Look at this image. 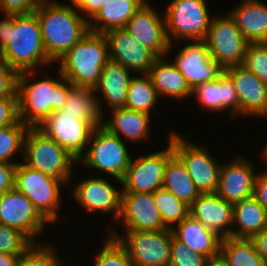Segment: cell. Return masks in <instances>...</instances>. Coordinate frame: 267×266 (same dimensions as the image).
Listing matches in <instances>:
<instances>
[{"label":"cell","instance_id":"1","mask_svg":"<svg viewBox=\"0 0 267 266\" xmlns=\"http://www.w3.org/2000/svg\"><path fill=\"white\" fill-rule=\"evenodd\" d=\"M0 20V55L18 73L53 64L47 57L35 12L4 14Z\"/></svg>","mask_w":267,"mask_h":266},{"label":"cell","instance_id":"2","mask_svg":"<svg viewBox=\"0 0 267 266\" xmlns=\"http://www.w3.org/2000/svg\"><path fill=\"white\" fill-rule=\"evenodd\" d=\"M42 41L51 62L57 63L89 33V21L76 8L53 0H43L34 11Z\"/></svg>","mask_w":267,"mask_h":266},{"label":"cell","instance_id":"3","mask_svg":"<svg viewBox=\"0 0 267 266\" xmlns=\"http://www.w3.org/2000/svg\"><path fill=\"white\" fill-rule=\"evenodd\" d=\"M58 80L47 77L30 83L35 70L18 73L17 95L19 120L29 127H40L53 112L64 107L70 88L73 86L58 70Z\"/></svg>","mask_w":267,"mask_h":266},{"label":"cell","instance_id":"4","mask_svg":"<svg viewBox=\"0 0 267 266\" xmlns=\"http://www.w3.org/2000/svg\"><path fill=\"white\" fill-rule=\"evenodd\" d=\"M108 61L106 36L89 31L58 61V68L73 86L95 88Z\"/></svg>","mask_w":267,"mask_h":266},{"label":"cell","instance_id":"5","mask_svg":"<svg viewBox=\"0 0 267 266\" xmlns=\"http://www.w3.org/2000/svg\"><path fill=\"white\" fill-rule=\"evenodd\" d=\"M22 156L25 160L23 163L28 167L60 179L66 185L70 183L73 176V165H78L76 158L39 127H29Z\"/></svg>","mask_w":267,"mask_h":266},{"label":"cell","instance_id":"6","mask_svg":"<svg viewBox=\"0 0 267 266\" xmlns=\"http://www.w3.org/2000/svg\"><path fill=\"white\" fill-rule=\"evenodd\" d=\"M123 140L108 132L103 126L96 127L91 134L87 149L78 159V163L109 174L122 184V179L131 161L128 148Z\"/></svg>","mask_w":267,"mask_h":266},{"label":"cell","instance_id":"7","mask_svg":"<svg viewBox=\"0 0 267 266\" xmlns=\"http://www.w3.org/2000/svg\"><path fill=\"white\" fill-rule=\"evenodd\" d=\"M65 185L60 179L34 170L22 161L16 165L14 188L23 193L34 205L39 214L49 223L56 222L60 210V187Z\"/></svg>","mask_w":267,"mask_h":266},{"label":"cell","instance_id":"8","mask_svg":"<svg viewBox=\"0 0 267 266\" xmlns=\"http://www.w3.org/2000/svg\"><path fill=\"white\" fill-rule=\"evenodd\" d=\"M207 0H172L164 12L170 44L205 39L211 22ZM173 40V41H172Z\"/></svg>","mask_w":267,"mask_h":266},{"label":"cell","instance_id":"9","mask_svg":"<svg viewBox=\"0 0 267 266\" xmlns=\"http://www.w3.org/2000/svg\"><path fill=\"white\" fill-rule=\"evenodd\" d=\"M174 154L185 165L187 172L201 194L216 193L221 164L208 150L186 140L179 132L171 131L168 137Z\"/></svg>","mask_w":267,"mask_h":266},{"label":"cell","instance_id":"10","mask_svg":"<svg viewBox=\"0 0 267 266\" xmlns=\"http://www.w3.org/2000/svg\"><path fill=\"white\" fill-rule=\"evenodd\" d=\"M112 231L110 236L125 248L133 266H169L172 229L124 232L123 236Z\"/></svg>","mask_w":267,"mask_h":266},{"label":"cell","instance_id":"11","mask_svg":"<svg viewBox=\"0 0 267 266\" xmlns=\"http://www.w3.org/2000/svg\"><path fill=\"white\" fill-rule=\"evenodd\" d=\"M205 40L210 56L223 69L243 64L249 42L229 13L212 16Z\"/></svg>","mask_w":267,"mask_h":266},{"label":"cell","instance_id":"12","mask_svg":"<svg viewBox=\"0 0 267 266\" xmlns=\"http://www.w3.org/2000/svg\"><path fill=\"white\" fill-rule=\"evenodd\" d=\"M167 143L164 150L131 159L122 179V192L153 193L162 188L166 163L174 155L171 142Z\"/></svg>","mask_w":267,"mask_h":266},{"label":"cell","instance_id":"13","mask_svg":"<svg viewBox=\"0 0 267 266\" xmlns=\"http://www.w3.org/2000/svg\"><path fill=\"white\" fill-rule=\"evenodd\" d=\"M47 221L35 209L32 202L15 188L0 194V224L15 228L34 244L43 234Z\"/></svg>","mask_w":267,"mask_h":266},{"label":"cell","instance_id":"14","mask_svg":"<svg viewBox=\"0 0 267 266\" xmlns=\"http://www.w3.org/2000/svg\"><path fill=\"white\" fill-rule=\"evenodd\" d=\"M189 42L177 51L172 62L193 90L200 84L217 79L224 69L210 56L205 39L189 40Z\"/></svg>","mask_w":267,"mask_h":266},{"label":"cell","instance_id":"15","mask_svg":"<svg viewBox=\"0 0 267 266\" xmlns=\"http://www.w3.org/2000/svg\"><path fill=\"white\" fill-rule=\"evenodd\" d=\"M124 28L158 57L170 54L173 43L170 44L167 38L164 13L159 15L149 1L144 3Z\"/></svg>","mask_w":267,"mask_h":266},{"label":"cell","instance_id":"16","mask_svg":"<svg viewBox=\"0 0 267 266\" xmlns=\"http://www.w3.org/2000/svg\"><path fill=\"white\" fill-rule=\"evenodd\" d=\"M71 191H73L72 197L87 213L99 211L108 215L111 212L113 219L118 221L121 213L122 189L118 190L114 185L112 186L108 179L102 176L84 178L77 181Z\"/></svg>","mask_w":267,"mask_h":266},{"label":"cell","instance_id":"17","mask_svg":"<svg viewBox=\"0 0 267 266\" xmlns=\"http://www.w3.org/2000/svg\"><path fill=\"white\" fill-rule=\"evenodd\" d=\"M118 221L125 232L168 229L154 202L153 193L122 192Z\"/></svg>","mask_w":267,"mask_h":266},{"label":"cell","instance_id":"18","mask_svg":"<svg viewBox=\"0 0 267 266\" xmlns=\"http://www.w3.org/2000/svg\"><path fill=\"white\" fill-rule=\"evenodd\" d=\"M39 128L78 160L96 127L91 122L53 112Z\"/></svg>","mask_w":267,"mask_h":266},{"label":"cell","instance_id":"19","mask_svg":"<svg viewBox=\"0 0 267 266\" xmlns=\"http://www.w3.org/2000/svg\"><path fill=\"white\" fill-rule=\"evenodd\" d=\"M108 42L109 60L120 63L133 73H149L158 56L137 42L125 28L104 33ZM134 71V72H133Z\"/></svg>","mask_w":267,"mask_h":266},{"label":"cell","instance_id":"20","mask_svg":"<svg viewBox=\"0 0 267 266\" xmlns=\"http://www.w3.org/2000/svg\"><path fill=\"white\" fill-rule=\"evenodd\" d=\"M224 72L234 83L239 99V117L253 115L267 119V84L242 64L228 67Z\"/></svg>","mask_w":267,"mask_h":266},{"label":"cell","instance_id":"21","mask_svg":"<svg viewBox=\"0 0 267 266\" xmlns=\"http://www.w3.org/2000/svg\"><path fill=\"white\" fill-rule=\"evenodd\" d=\"M243 157L237 156L220 168L216 194L231 204L254 195L257 173L253 163Z\"/></svg>","mask_w":267,"mask_h":266},{"label":"cell","instance_id":"22","mask_svg":"<svg viewBox=\"0 0 267 266\" xmlns=\"http://www.w3.org/2000/svg\"><path fill=\"white\" fill-rule=\"evenodd\" d=\"M190 215L221 237H232L233 204L216 193L200 194L190 206Z\"/></svg>","mask_w":267,"mask_h":266},{"label":"cell","instance_id":"23","mask_svg":"<svg viewBox=\"0 0 267 266\" xmlns=\"http://www.w3.org/2000/svg\"><path fill=\"white\" fill-rule=\"evenodd\" d=\"M192 95L198 104L218 113L224 110L231 112L230 116L235 119L239 116V99L232 79L223 72L217 79L196 86Z\"/></svg>","mask_w":267,"mask_h":266},{"label":"cell","instance_id":"24","mask_svg":"<svg viewBox=\"0 0 267 266\" xmlns=\"http://www.w3.org/2000/svg\"><path fill=\"white\" fill-rule=\"evenodd\" d=\"M173 235L189 250L205 255L208 259L220 255L222 238L191 215L172 229Z\"/></svg>","mask_w":267,"mask_h":266},{"label":"cell","instance_id":"25","mask_svg":"<svg viewBox=\"0 0 267 266\" xmlns=\"http://www.w3.org/2000/svg\"><path fill=\"white\" fill-rule=\"evenodd\" d=\"M228 13L249 43H267V4L262 0H241Z\"/></svg>","mask_w":267,"mask_h":266},{"label":"cell","instance_id":"26","mask_svg":"<svg viewBox=\"0 0 267 266\" xmlns=\"http://www.w3.org/2000/svg\"><path fill=\"white\" fill-rule=\"evenodd\" d=\"M132 71L120 63L109 60L103 67L98 84L94 90L101 93L107 108H125L127 91Z\"/></svg>","mask_w":267,"mask_h":266},{"label":"cell","instance_id":"27","mask_svg":"<svg viewBox=\"0 0 267 266\" xmlns=\"http://www.w3.org/2000/svg\"><path fill=\"white\" fill-rule=\"evenodd\" d=\"M167 57H158L148 73L158 97H169L178 101L192 97V89L185 77Z\"/></svg>","mask_w":267,"mask_h":266},{"label":"cell","instance_id":"28","mask_svg":"<svg viewBox=\"0 0 267 266\" xmlns=\"http://www.w3.org/2000/svg\"><path fill=\"white\" fill-rule=\"evenodd\" d=\"M109 116L102 125L108 132L120 138L122 135L130 143L148 139L150 114L126 108H116L111 110Z\"/></svg>","mask_w":267,"mask_h":266},{"label":"cell","instance_id":"29","mask_svg":"<svg viewBox=\"0 0 267 266\" xmlns=\"http://www.w3.org/2000/svg\"><path fill=\"white\" fill-rule=\"evenodd\" d=\"M94 88L72 86L64 107L58 115H70L75 119L91 122L95 127L103 125L102 103Z\"/></svg>","mask_w":267,"mask_h":266},{"label":"cell","instance_id":"30","mask_svg":"<svg viewBox=\"0 0 267 266\" xmlns=\"http://www.w3.org/2000/svg\"><path fill=\"white\" fill-rule=\"evenodd\" d=\"M146 1L148 0H107L89 21V30L104 34L111 29L124 28Z\"/></svg>","mask_w":267,"mask_h":266},{"label":"cell","instance_id":"31","mask_svg":"<svg viewBox=\"0 0 267 266\" xmlns=\"http://www.w3.org/2000/svg\"><path fill=\"white\" fill-rule=\"evenodd\" d=\"M233 226L232 237L251 239L267 227V211L254 196L245 198L233 204Z\"/></svg>","mask_w":267,"mask_h":266},{"label":"cell","instance_id":"32","mask_svg":"<svg viewBox=\"0 0 267 266\" xmlns=\"http://www.w3.org/2000/svg\"><path fill=\"white\" fill-rule=\"evenodd\" d=\"M162 188L188 206H191L201 194L185 165L175 154L166 163Z\"/></svg>","mask_w":267,"mask_h":266},{"label":"cell","instance_id":"33","mask_svg":"<svg viewBox=\"0 0 267 266\" xmlns=\"http://www.w3.org/2000/svg\"><path fill=\"white\" fill-rule=\"evenodd\" d=\"M140 75V77L139 75L138 77L132 76L130 79L125 108L146 114H150L152 111L151 114L155 116L157 113L155 117H159V112L155 109L159 97L152 79L148 73H141Z\"/></svg>","mask_w":267,"mask_h":266},{"label":"cell","instance_id":"34","mask_svg":"<svg viewBox=\"0 0 267 266\" xmlns=\"http://www.w3.org/2000/svg\"><path fill=\"white\" fill-rule=\"evenodd\" d=\"M220 256L227 266H267L251 239L222 238Z\"/></svg>","mask_w":267,"mask_h":266},{"label":"cell","instance_id":"35","mask_svg":"<svg viewBox=\"0 0 267 266\" xmlns=\"http://www.w3.org/2000/svg\"><path fill=\"white\" fill-rule=\"evenodd\" d=\"M153 199L159 209L163 223L168 229H173L174 226L190 215V206L163 188L153 192Z\"/></svg>","mask_w":267,"mask_h":266},{"label":"cell","instance_id":"36","mask_svg":"<svg viewBox=\"0 0 267 266\" xmlns=\"http://www.w3.org/2000/svg\"><path fill=\"white\" fill-rule=\"evenodd\" d=\"M28 129L29 126L21 120L0 128V162L18 164V162H13L12 158L18 152L24 154V142Z\"/></svg>","mask_w":267,"mask_h":266},{"label":"cell","instance_id":"37","mask_svg":"<svg viewBox=\"0 0 267 266\" xmlns=\"http://www.w3.org/2000/svg\"><path fill=\"white\" fill-rule=\"evenodd\" d=\"M50 244H34L24 255L19 256L16 266H59L57 249Z\"/></svg>","mask_w":267,"mask_h":266},{"label":"cell","instance_id":"38","mask_svg":"<svg viewBox=\"0 0 267 266\" xmlns=\"http://www.w3.org/2000/svg\"><path fill=\"white\" fill-rule=\"evenodd\" d=\"M96 255L93 266H133L125 248L110 235Z\"/></svg>","mask_w":267,"mask_h":266},{"label":"cell","instance_id":"39","mask_svg":"<svg viewBox=\"0 0 267 266\" xmlns=\"http://www.w3.org/2000/svg\"><path fill=\"white\" fill-rule=\"evenodd\" d=\"M33 245L21 231L0 224V253L24 255Z\"/></svg>","mask_w":267,"mask_h":266},{"label":"cell","instance_id":"40","mask_svg":"<svg viewBox=\"0 0 267 266\" xmlns=\"http://www.w3.org/2000/svg\"><path fill=\"white\" fill-rule=\"evenodd\" d=\"M242 65L267 84V43H249Z\"/></svg>","mask_w":267,"mask_h":266},{"label":"cell","instance_id":"41","mask_svg":"<svg viewBox=\"0 0 267 266\" xmlns=\"http://www.w3.org/2000/svg\"><path fill=\"white\" fill-rule=\"evenodd\" d=\"M207 260L205 255L189 250L172 232L169 266H205Z\"/></svg>","mask_w":267,"mask_h":266},{"label":"cell","instance_id":"42","mask_svg":"<svg viewBox=\"0 0 267 266\" xmlns=\"http://www.w3.org/2000/svg\"><path fill=\"white\" fill-rule=\"evenodd\" d=\"M18 72L0 55V97H18Z\"/></svg>","mask_w":267,"mask_h":266},{"label":"cell","instance_id":"43","mask_svg":"<svg viewBox=\"0 0 267 266\" xmlns=\"http://www.w3.org/2000/svg\"><path fill=\"white\" fill-rule=\"evenodd\" d=\"M19 121L18 97H0V128Z\"/></svg>","mask_w":267,"mask_h":266},{"label":"cell","instance_id":"44","mask_svg":"<svg viewBox=\"0 0 267 266\" xmlns=\"http://www.w3.org/2000/svg\"><path fill=\"white\" fill-rule=\"evenodd\" d=\"M43 0H0V12L4 14H25L34 12Z\"/></svg>","mask_w":267,"mask_h":266},{"label":"cell","instance_id":"45","mask_svg":"<svg viewBox=\"0 0 267 266\" xmlns=\"http://www.w3.org/2000/svg\"><path fill=\"white\" fill-rule=\"evenodd\" d=\"M15 168V164L0 162V194L14 188Z\"/></svg>","mask_w":267,"mask_h":266},{"label":"cell","instance_id":"46","mask_svg":"<svg viewBox=\"0 0 267 266\" xmlns=\"http://www.w3.org/2000/svg\"><path fill=\"white\" fill-rule=\"evenodd\" d=\"M253 196L267 211V173L260 172L256 175Z\"/></svg>","mask_w":267,"mask_h":266},{"label":"cell","instance_id":"47","mask_svg":"<svg viewBox=\"0 0 267 266\" xmlns=\"http://www.w3.org/2000/svg\"><path fill=\"white\" fill-rule=\"evenodd\" d=\"M106 2L107 0H86L77 10L84 12L82 13V16L90 21L106 4Z\"/></svg>","mask_w":267,"mask_h":266},{"label":"cell","instance_id":"48","mask_svg":"<svg viewBox=\"0 0 267 266\" xmlns=\"http://www.w3.org/2000/svg\"><path fill=\"white\" fill-rule=\"evenodd\" d=\"M251 240L253 241L257 252L267 262V227L254 235Z\"/></svg>","mask_w":267,"mask_h":266},{"label":"cell","instance_id":"49","mask_svg":"<svg viewBox=\"0 0 267 266\" xmlns=\"http://www.w3.org/2000/svg\"><path fill=\"white\" fill-rule=\"evenodd\" d=\"M19 256L0 253V266H16Z\"/></svg>","mask_w":267,"mask_h":266},{"label":"cell","instance_id":"50","mask_svg":"<svg viewBox=\"0 0 267 266\" xmlns=\"http://www.w3.org/2000/svg\"><path fill=\"white\" fill-rule=\"evenodd\" d=\"M205 266H227L225 260L219 255L217 257L209 258Z\"/></svg>","mask_w":267,"mask_h":266},{"label":"cell","instance_id":"51","mask_svg":"<svg viewBox=\"0 0 267 266\" xmlns=\"http://www.w3.org/2000/svg\"><path fill=\"white\" fill-rule=\"evenodd\" d=\"M86 0H70L72 7L78 9Z\"/></svg>","mask_w":267,"mask_h":266},{"label":"cell","instance_id":"52","mask_svg":"<svg viewBox=\"0 0 267 266\" xmlns=\"http://www.w3.org/2000/svg\"><path fill=\"white\" fill-rule=\"evenodd\" d=\"M262 159L265 160L266 162V167H267V144L265 146V148L262 150ZM265 173H267V168L266 170L264 171Z\"/></svg>","mask_w":267,"mask_h":266}]
</instances>
